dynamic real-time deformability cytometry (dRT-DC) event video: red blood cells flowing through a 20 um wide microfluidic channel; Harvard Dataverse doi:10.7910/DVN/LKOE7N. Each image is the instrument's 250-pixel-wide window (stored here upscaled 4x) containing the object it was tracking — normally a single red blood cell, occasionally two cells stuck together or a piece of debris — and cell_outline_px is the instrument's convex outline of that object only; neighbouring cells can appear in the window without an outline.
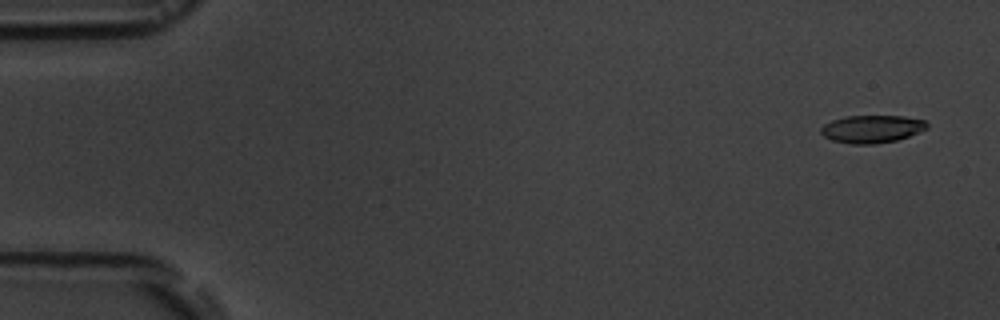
{"species": "common noctule bat (a hibernating species)", "species_latin": "Nyctalus noctula", "temperature_condition": "room temperature", "stored_images_in_passage": 5, "camera_frame_rate_fps": 3000, "um_per_image_px": 0.085, "animal": {"sex": "male", "body_mass_g": 19.5, "forearm_length_mm": 54.6}, "frame": {"image": 1, "passage_image": 1, "time_ms": 0.0, "image_size_px": [1000, 320], "cell_outline_px": [[928, 128], [908, 136], [896, 140], [872, 144], [852, 144], [832, 140], [824, 136], [820, 132], [820, 128], [824, 124], [832, 120], [844, 116], [904, 116], [924, 120], [928, 124]], "centroid_in_image_um": [74.09, 10.95], "position_along_channel_um": 10.9, "area_um2": 17.05}}
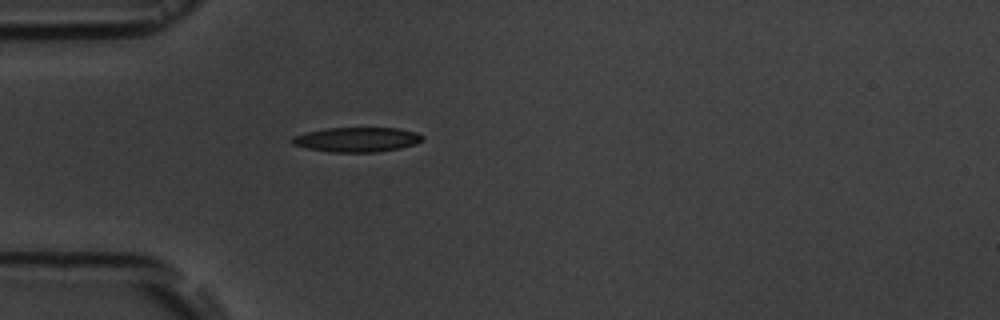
{"frame": {"image": 2, "passage_image": 5, "time_ms": 4.667, "image_size_px": [1000, 320], "cell_outline_px": [[424, 140], [416, 144], [400, 148], [376, 152], [328, 152], [308, 148], [292, 144], [292, 136], [324, 128], [396, 128], [416, 132], [424, 136]], "centroid_in_image_um": [30.36, 11.86], "position_along_channel_um": 54.6, "area_um2": 18.73}}